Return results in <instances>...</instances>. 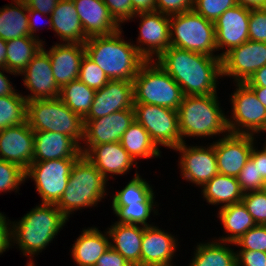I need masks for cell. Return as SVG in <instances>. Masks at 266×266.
Here are the masks:
<instances>
[{"label": "cell", "instance_id": "5bb4252c", "mask_svg": "<svg viewBox=\"0 0 266 266\" xmlns=\"http://www.w3.org/2000/svg\"><path fill=\"white\" fill-rule=\"evenodd\" d=\"M174 150L181 154L179 165L184 180L202 187L218 174L214 141L207 148L181 143Z\"/></svg>", "mask_w": 266, "mask_h": 266}, {"label": "cell", "instance_id": "7402d4cb", "mask_svg": "<svg viewBox=\"0 0 266 266\" xmlns=\"http://www.w3.org/2000/svg\"><path fill=\"white\" fill-rule=\"evenodd\" d=\"M49 54L53 76L61 88L65 84L78 79L80 64L85 55L84 44L80 43H55L50 48Z\"/></svg>", "mask_w": 266, "mask_h": 266}, {"label": "cell", "instance_id": "f546056e", "mask_svg": "<svg viewBox=\"0 0 266 266\" xmlns=\"http://www.w3.org/2000/svg\"><path fill=\"white\" fill-rule=\"evenodd\" d=\"M221 220L228 235L219 237V241L235 243L242 235L256 224L242 202L219 208L217 218Z\"/></svg>", "mask_w": 266, "mask_h": 266}, {"label": "cell", "instance_id": "5b68a950", "mask_svg": "<svg viewBox=\"0 0 266 266\" xmlns=\"http://www.w3.org/2000/svg\"><path fill=\"white\" fill-rule=\"evenodd\" d=\"M107 180L83 154L71 169L69 182L57 208L68 218L83 207L96 206L106 194Z\"/></svg>", "mask_w": 266, "mask_h": 266}, {"label": "cell", "instance_id": "d6986e66", "mask_svg": "<svg viewBox=\"0 0 266 266\" xmlns=\"http://www.w3.org/2000/svg\"><path fill=\"white\" fill-rule=\"evenodd\" d=\"M133 81L110 80L95 91L94 100L83 120L105 117L117 111L134 109Z\"/></svg>", "mask_w": 266, "mask_h": 266}, {"label": "cell", "instance_id": "94428289", "mask_svg": "<svg viewBox=\"0 0 266 266\" xmlns=\"http://www.w3.org/2000/svg\"><path fill=\"white\" fill-rule=\"evenodd\" d=\"M6 53H7L6 41L0 38V68L6 69Z\"/></svg>", "mask_w": 266, "mask_h": 266}, {"label": "cell", "instance_id": "7c38bea8", "mask_svg": "<svg viewBox=\"0 0 266 266\" xmlns=\"http://www.w3.org/2000/svg\"><path fill=\"white\" fill-rule=\"evenodd\" d=\"M266 65V42L246 41L221 58L222 77L231 76L235 83H245Z\"/></svg>", "mask_w": 266, "mask_h": 266}, {"label": "cell", "instance_id": "91938a15", "mask_svg": "<svg viewBox=\"0 0 266 266\" xmlns=\"http://www.w3.org/2000/svg\"><path fill=\"white\" fill-rule=\"evenodd\" d=\"M255 93L257 99L266 107V87L249 86Z\"/></svg>", "mask_w": 266, "mask_h": 266}, {"label": "cell", "instance_id": "8fae6325", "mask_svg": "<svg viewBox=\"0 0 266 266\" xmlns=\"http://www.w3.org/2000/svg\"><path fill=\"white\" fill-rule=\"evenodd\" d=\"M133 108L135 120L149 133L157 147L162 145L174 150L182 143L176 110L144 103H134Z\"/></svg>", "mask_w": 266, "mask_h": 266}, {"label": "cell", "instance_id": "f6af8a7d", "mask_svg": "<svg viewBox=\"0 0 266 266\" xmlns=\"http://www.w3.org/2000/svg\"><path fill=\"white\" fill-rule=\"evenodd\" d=\"M249 40L266 42V8L250 9Z\"/></svg>", "mask_w": 266, "mask_h": 266}, {"label": "cell", "instance_id": "d590c367", "mask_svg": "<svg viewBox=\"0 0 266 266\" xmlns=\"http://www.w3.org/2000/svg\"><path fill=\"white\" fill-rule=\"evenodd\" d=\"M112 205H130L134 203H157L154 202V192L150 184L136 171L134 178L112 197Z\"/></svg>", "mask_w": 266, "mask_h": 266}, {"label": "cell", "instance_id": "52a82bcc", "mask_svg": "<svg viewBox=\"0 0 266 266\" xmlns=\"http://www.w3.org/2000/svg\"><path fill=\"white\" fill-rule=\"evenodd\" d=\"M134 103L178 110L184 94L181 87L156 62L146 61L133 79Z\"/></svg>", "mask_w": 266, "mask_h": 266}, {"label": "cell", "instance_id": "db71d44e", "mask_svg": "<svg viewBox=\"0 0 266 266\" xmlns=\"http://www.w3.org/2000/svg\"><path fill=\"white\" fill-rule=\"evenodd\" d=\"M133 7V18L142 12L156 11V0H131Z\"/></svg>", "mask_w": 266, "mask_h": 266}, {"label": "cell", "instance_id": "d6a6232c", "mask_svg": "<svg viewBox=\"0 0 266 266\" xmlns=\"http://www.w3.org/2000/svg\"><path fill=\"white\" fill-rule=\"evenodd\" d=\"M228 246L219 240L197 244L189 266H237L236 251Z\"/></svg>", "mask_w": 266, "mask_h": 266}, {"label": "cell", "instance_id": "9a60e30c", "mask_svg": "<svg viewBox=\"0 0 266 266\" xmlns=\"http://www.w3.org/2000/svg\"><path fill=\"white\" fill-rule=\"evenodd\" d=\"M223 136L214 142L218 173L237 177L250 158L255 136L233 133Z\"/></svg>", "mask_w": 266, "mask_h": 266}, {"label": "cell", "instance_id": "277c9868", "mask_svg": "<svg viewBox=\"0 0 266 266\" xmlns=\"http://www.w3.org/2000/svg\"><path fill=\"white\" fill-rule=\"evenodd\" d=\"M177 112L182 143L186 136L213 137L229 133L227 116L217 94L184 96Z\"/></svg>", "mask_w": 266, "mask_h": 266}, {"label": "cell", "instance_id": "b9f144b4", "mask_svg": "<svg viewBox=\"0 0 266 266\" xmlns=\"http://www.w3.org/2000/svg\"><path fill=\"white\" fill-rule=\"evenodd\" d=\"M243 205L252 216L256 225H266V194L260 191L245 193Z\"/></svg>", "mask_w": 266, "mask_h": 266}, {"label": "cell", "instance_id": "3957f363", "mask_svg": "<svg viewBox=\"0 0 266 266\" xmlns=\"http://www.w3.org/2000/svg\"><path fill=\"white\" fill-rule=\"evenodd\" d=\"M67 221L56 205L41 203L18 222H11L13 243L18 244L23 255L33 258L53 241Z\"/></svg>", "mask_w": 266, "mask_h": 266}, {"label": "cell", "instance_id": "ac0fdd59", "mask_svg": "<svg viewBox=\"0 0 266 266\" xmlns=\"http://www.w3.org/2000/svg\"><path fill=\"white\" fill-rule=\"evenodd\" d=\"M249 16V8L236 5L227 9L214 22L217 51L227 47L220 53V58L249 40Z\"/></svg>", "mask_w": 266, "mask_h": 266}, {"label": "cell", "instance_id": "30bf717a", "mask_svg": "<svg viewBox=\"0 0 266 266\" xmlns=\"http://www.w3.org/2000/svg\"><path fill=\"white\" fill-rule=\"evenodd\" d=\"M78 158L33 161L25 170V180L32 178L42 204L56 205L69 182L71 169Z\"/></svg>", "mask_w": 266, "mask_h": 266}, {"label": "cell", "instance_id": "681fc988", "mask_svg": "<svg viewBox=\"0 0 266 266\" xmlns=\"http://www.w3.org/2000/svg\"><path fill=\"white\" fill-rule=\"evenodd\" d=\"M95 266H131L128 261L111 246L97 260Z\"/></svg>", "mask_w": 266, "mask_h": 266}, {"label": "cell", "instance_id": "74e56055", "mask_svg": "<svg viewBox=\"0 0 266 266\" xmlns=\"http://www.w3.org/2000/svg\"><path fill=\"white\" fill-rule=\"evenodd\" d=\"M156 203H134L130 205H112V210L119 218L118 223L152 226L147 220L152 210L157 215L158 212L153 209Z\"/></svg>", "mask_w": 266, "mask_h": 266}, {"label": "cell", "instance_id": "4316f807", "mask_svg": "<svg viewBox=\"0 0 266 266\" xmlns=\"http://www.w3.org/2000/svg\"><path fill=\"white\" fill-rule=\"evenodd\" d=\"M108 234L113 242L110 246L119 252L131 266H141V248L144 226L114 223Z\"/></svg>", "mask_w": 266, "mask_h": 266}, {"label": "cell", "instance_id": "83f0119b", "mask_svg": "<svg viewBox=\"0 0 266 266\" xmlns=\"http://www.w3.org/2000/svg\"><path fill=\"white\" fill-rule=\"evenodd\" d=\"M106 233V234H105ZM104 234L97 227L83 229L76 238L71 255L77 266H95L97 260L110 247L108 231Z\"/></svg>", "mask_w": 266, "mask_h": 266}, {"label": "cell", "instance_id": "9f6ffc18", "mask_svg": "<svg viewBox=\"0 0 266 266\" xmlns=\"http://www.w3.org/2000/svg\"><path fill=\"white\" fill-rule=\"evenodd\" d=\"M245 83L248 86L266 87V65L258 69Z\"/></svg>", "mask_w": 266, "mask_h": 266}, {"label": "cell", "instance_id": "4fadbf2b", "mask_svg": "<svg viewBox=\"0 0 266 266\" xmlns=\"http://www.w3.org/2000/svg\"><path fill=\"white\" fill-rule=\"evenodd\" d=\"M138 16L141 18L137 40L139 45L134 46L147 61H153L154 56L157 59L171 46L170 16L158 11L142 12L134 17Z\"/></svg>", "mask_w": 266, "mask_h": 266}, {"label": "cell", "instance_id": "60d3db41", "mask_svg": "<svg viewBox=\"0 0 266 266\" xmlns=\"http://www.w3.org/2000/svg\"><path fill=\"white\" fill-rule=\"evenodd\" d=\"M236 5V0H194L193 11L215 22L227 9Z\"/></svg>", "mask_w": 266, "mask_h": 266}, {"label": "cell", "instance_id": "44dd1931", "mask_svg": "<svg viewBox=\"0 0 266 266\" xmlns=\"http://www.w3.org/2000/svg\"><path fill=\"white\" fill-rule=\"evenodd\" d=\"M81 153L95 165L107 181L108 173L123 175L129 172L133 164H137L120 142L87 145Z\"/></svg>", "mask_w": 266, "mask_h": 266}, {"label": "cell", "instance_id": "6125c7cd", "mask_svg": "<svg viewBox=\"0 0 266 266\" xmlns=\"http://www.w3.org/2000/svg\"><path fill=\"white\" fill-rule=\"evenodd\" d=\"M261 191L266 194V179L263 181Z\"/></svg>", "mask_w": 266, "mask_h": 266}, {"label": "cell", "instance_id": "1f68e13d", "mask_svg": "<svg viewBox=\"0 0 266 266\" xmlns=\"http://www.w3.org/2000/svg\"><path fill=\"white\" fill-rule=\"evenodd\" d=\"M41 39L24 36L6 41V69L20 75L37 52L43 47Z\"/></svg>", "mask_w": 266, "mask_h": 266}, {"label": "cell", "instance_id": "e7e4bbea", "mask_svg": "<svg viewBox=\"0 0 266 266\" xmlns=\"http://www.w3.org/2000/svg\"><path fill=\"white\" fill-rule=\"evenodd\" d=\"M33 262L34 261L32 259H30L29 263H27V266H35Z\"/></svg>", "mask_w": 266, "mask_h": 266}, {"label": "cell", "instance_id": "ffe728a7", "mask_svg": "<svg viewBox=\"0 0 266 266\" xmlns=\"http://www.w3.org/2000/svg\"><path fill=\"white\" fill-rule=\"evenodd\" d=\"M34 131L27 120L0 130V159L26 170L33 162Z\"/></svg>", "mask_w": 266, "mask_h": 266}, {"label": "cell", "instance_id": "6f0895ef", "mask_svg": "<svg viewBox=\"0 0 266 266\" xmlns=\"http://www.w3.org/2000/svg\"><path fill=\"white\" fill-rule=\"evenodd\" d=\"M39 14L40 15H44V14H42V13H40L39 11H37V10H33V9H28V24H29V32H30V36H32V37H34V38H36L37 37V39L39 38L38 36H36V35H34V33L36 32V29L38 28L37 27V25H36V21H37V19H34V18H36V16H39ZM34 22H36V23H34Z\"/></svg>", "mask_w": 266, "mask_h": 266}, {"label": "cell", "instance_id": "c3c4849f", "mask_svg": "<svg viewBox=\"0 0 266 266\" xmlns=\"http://www.w3.org/2000/svg\"><path fill=\"white\" fill-rule=\"evenodd\" d=\"M237 266H266V253L261 251H236Z\"/></svg>", "mask_w": 266, "mask_h": 266}, {"label": "cell", "instance_id": "6da1fadb", "mask_svg": "<svg viewBox=\"0 0 266 266\" xmlns=\"http://www.w3.org/2000/svg\"><path fill=\"white\" fill-rule=\"evenodd\" d=\"M154 60L181 87L184 96L217 94V79L222 77L220 56L170 46Z\"/></svg>", "mask_w": 266, "mask_h": 266}, {"label": "cell", "instance_id": "ba28073f", "mask_svg": "<svg viewBox=\"0 0 266 266\" xmlns=\"http://www.w3.org/2000/svg\"><path fill=\"white\" fill-rule=\"evenodd\" d=\"M171 46L208 56L217 51L214 22L193 10L170 16Z\"/></svg>", "mask_w": 266, "mask_h": 266}, {"label": "cell", "instance_id": "9c48e42d", "mask_svg": "<svg viewBox=\"0 0 266 266\" xmlns=\"http://www.w3.org/2000/svg\"><path fill=\"white\" fill-rule=\"evenodd\" d=\"M231 96L232 118H227L229 133L253 135L266 132V107L246 83H236Z\"/></svg>", "mask_w": 266, "mask_h": 266}, {"label": "cell", "instance_id": "484cf974", "mask_svg": "<svg viewBox=\"0 0 266 266\" xmlns=\"http://www.w3.org/2000/svg\"><path fill=\"white\" fill-rule=\"evenodd\" d=\"M48 22L49 28H52L65 43L84 44L88 39L73 0H59Z\"/></svg>", "mask_w": 266, "mask_h": 266}, {"label": "cell", "instance_id": "e0dca14e", "mask_svg": "<svg viewBox=\"0 0 266 266\" xmlns=\"http://www.w3.org/2000/svg\"><path fill=\"white\" fill-rule=\"evenodd\" d=\"M84 121V138L86 144L80 146L82 151L87 145H100L120 142L124 132L135 121L134 109L114 112L105 117Z\"/></svg>", "mask_w": 266, "mask_h": 266}, {"label": "cell", "instance_id": "d4e9b609", "mask_svg": "<svg viewBox=\"0 0 266 266\" xmlns=\"http://www.w3.org/2000/svg\"><path fill=\"white\" fill-rule=\"evenodd\" d=\"M177 240L156 226H144L141 266L172 263Z\"/></svg>", "mask_w": 266, "mask_h": 266}, {"label": "cell", "instance_id": "7a4b0ae2", "mask_svg": "<svg viewBox=\"0 0 266 266\" xmlns=\"http://www.w3.org/2000/svg\"><path fill=\"white\" fill-rule=\"evenodd\" d=\"M121 30L122 28L109 35L89 37L84 42L85 54L110 80L133 81L147 60L131 42L125 41L120 36Z\"/></svg>", "mask_w": 266, "mask_h": 266}, {"label": "cell", "instance_id": "ee69618b", "mask_svg": "<svg viewBox=\"0 0 266 266\" xmlns=\"http://www.w3.org/2000/svg\"><path fill=\"white\" fill-rule=\"evenodd\" d=\"M236 178L244 194L260 191L264 181L261 176H258L257 164H254L251 157Z\"/></svg>", "mask_w": 266, "mask_h": 266}, {"label": "cell", "instance_id": "7bdbcfd3", "mask_svg": "<svg viewBox=\"0 0 266 266\" xmlns=\"http://www.w3.org/2000/svg\"><path fill=\"white\" fill-rule=\"evenodd\" d=\"M233 245L240 246V250L266 253V225H255L233 243Z\"/></svg>", "mask_w": 266, "mask_h": 266}, {"label": "cell", "instance_id": "4dcf8cb0", "mask_svg": "<svg viewBox=\"0 0 266 266\" xmlns=\"http://www.w3.org/2000/svg\"><path fill=\"white\" fill-rule=\"evenodd\" d=\"M14 2L16 6L11 3L0 8V38L5 41L30 36L28 7L23 1Z\"/></svg>", "mask_w": 266, "mask_h": 266}, {"label": "cell", "instance_id": "836d02e7", "mask_svg": "<svg viewBox=\"0 0 266 266\" xmlns=\"http://www.w3.org/2000/svg\"><path fill=\"white\" fill-rule=\"evenodd\" d=\"M120 143L135 162L136 158L161 157L159 147L156 146L149 133L136 120L124 132Z\"/></svg>", "mask_w": 266, "mask_h": 266}, {"label": "cell", "instance_id": "680465c9", "mask_svg": "<svg viewBox=\"0 0 266 266\" xmlns=\"http://www.w3.org/2000/svg\"><path fill=\"white\" fill-rule=\"evenodd\" d=\"M236 3L249 9L266 8V0H236Z\"/></svg>", "mask_w": 266, "mask_h": 266}, {"label": "cell", "instance_id": "e575fe53", "mask_svg": "<svg viewBox=\"0 0 266 266\" xmlns=\"http://www.w3.org/2000/svg\"><path fill=\"white\" fill-rule=\"evenodd\" d=\"M95 90L79 79L73 80L60 88L59 99L74 113L84 118L93 103Z\"/></svg>", "mask_w": 266, "mask_h": 266}, {"label": "cell", "instance_id": "f907efd6", "mask_svg": "<svg viewBox=\"0 0 266 266\" xmlns=\"http://www.w3.org/2000/svg\"><path fill=\"white\" fill-rule=\"evenodd\" d=\"M11 221L7 220L6 215L0 212V255L3 254L7 248L11 247Z\"/></svg>", "mask_w": 266, "mask_h": 266}, {"label": "cell", "instance_id": "f5cc1de1", "mask_svg": "<svg viewBox=\"0 0 266 266\" xmlns=\"http://www.w3.org/2000/svg\"><path fill=\"white\" fill-rule=\"evenodd\" d=\"M263 149L258 150L253 146L250 157L254 160V164H257L258 176H261L263 180L266 179V145L263 144Z\"/></svg>", "mask_w": 266, "mask_h": 266}, {"label": "cell", "instance_id": "7dc6e473", "mask_svg": "<svg viewBox=\"0 0 266 266\" xmlns=\"http://www.w3.org/2000/svg\"><path fill=\"white\" fill-rule=\"evenodd\" d=\"M194 0H156V11L167 16L192 11Z\"/></svg>", "mask_w": 266, "mask_h": 266}, {"label": "cell", "instance_id": "603a6c76", "mask_svg": "<svg viewBox=\"0 0 266 266\" xmlns=\"http://www.w3.org/2000/svg\"><path fill=\"white\" fill-rule=\"evenodd\" d=\"M80 18L84 34L89 38L113 34L120 30L119 25L103 0H73Z\"/></svg>", "mask_w": 266, "mask_h": 266}, {"label": "cell", "instance_id": "f1b7e54d", "mask_svg": "<svg viewBox=\"0 0 266 266\" xmlns=\"http://www.w3.org/2000/svg\"><path fill=\"white\" fill-rule=\"evenodd\" d=\"M202 195L211 205L221 207L237 204L244 195L236 177L216 174L210 181L202 186Z\"/></svg>", "mask_w": 266, "mask_h": 266}, {"label": "cell", "instance_id": "be15d7a7", "mask_svg": "<svg viewBox=\"0 0 266 266\" xmlns=\"http://www.w3.org/2000/svg\"><path fill=\"white\" fill-rule=\"evenodd\" d=\"M148 266H173L172 263L167 264H157V265H148Z\"/></svg>", "mask_w": 266, "mask_h": 266}, {"label": "cell", "instance_id": "2e32d148", "mask_svg": "<svg viewBox=\"0 0 266 266\" xmlns=\"http://www.w3.org/2000/svg\"><path fill=\"white\" fill-rule=\"evenodd\" d=\"M20 74L24 76V86L31 91L30 95L24 96L27 102L59 97L60 87L55 81L49 54L44 47L37 52Z\"/></svg>", "mask_w": 266, "mask_h": 266}, {"label": "cell", "instance_id": "8d00e7d4", "mask_svg": "<svg viewBox=\"0 0 266 266\" xmlns=\"http://www.w3.org/2000/svg\"><path fill=\"white\" fill-rule=\"evenodd\" d=\"M27 101L17 92L0 97V130L26 121Z\"/></svg>", "mask_w": 266, "mask_h": 266}, {"label": "cell", "instance_id": "bcb514c9", "mask_svg": "<svg viewBox=\"0 0 266 266\" xmlns=\"http://www.w3.org/2000/svg\"><path fill=\"white\" fill-rule=\"evenodd\" d=\"M103 2L109 8L110 14L119 25L133 19L131 0H103Z\"/></svg>", "mask_w": 266, "mask_h": 266}, {"label": "cell", "instance_id": "816d5d0a", "mask_svg": "<svg viewBox=\"0 0 266 266\" xmlns=\"http://www.w3.org/2000/svg\"><path fill=\"white\" fill-rule=\"evenodd\" d=\"M59 0H25L28 9L37 10L40 13L48 15L53 12Z\"/></svg>", "mask_w": 266, "mask_h": 266}, {"label": "cell", "instance_id": "8992f818", "mask_svg": "<svg viewBox=\"0 0 266 266\" xmlns=\"http://www.w3.org/2000/svg\"><path fill=\"white\" fill-rule=\"evenodd\" d=\"M26 120L33 131L63 133L81 146L80 140L84 138L83 118L59 98L27 102Z\"/></svg>", "mask_w": 266, "mask_h": 266}, {"label": "cell", "instance_id": "11a10c76", "mask_svg": "<svg viewBox=\"0 0 266 266\" xmlns=\"http://www.w3.org/2000/svg\"><path fill=\"white\" fill-rule=\"evenodd\" d=\"M0 70L3 71V72L0 71V97L14 94L16 92L15 88L12 87L13 86L12 83L10 82L9 78L6 77L4 72L6 71L7 73L13 75L16 74L4 68H0Z\"/></svg>", "mask_w": 266, "mask_h": 266}, {"label": "cell", "instance_id": "cb8c5ba5", "mask_svg": "<svg viewBox=\"0 0 266 266\" xmlns=\"http://www.w3.org/2000/svg\"><path fill=\"white\" fill-rule=\"evenodd\" d=\"M80 146L63 133L34 131L33 161L79 158Z\"/></svg>", "mask_w": 266, "mask_h": 266}, {"label": "cell", "instance_id": "f35d334b", "mask_svg": "<svg viewBox=\"0 0 266 266\" xmlns=\"http://www.w3.org/2000/svg\"><path fill=\"white\" fill-rule=\"evenodd\" d=\"M78 79L95 91L101 89L110 81L103 70L86 54L80 64Z\"/></svg>", "mask_w": 266, "mask_h": 266}, {"label": "cell", "instance_id": "ab89813d", "mask_svg": "<svg viewBox=\"0 0 266 266\" xmlns=\"http://www.w3.org/2000/svg\"><path fill=\"white\" fill-rule=\"evenodd\" d=\"M25 182V170L19 165L0 159V193L18 191Z\"/></svg>", "mask_w": 266, "mask_h": 266}]
</instances>
